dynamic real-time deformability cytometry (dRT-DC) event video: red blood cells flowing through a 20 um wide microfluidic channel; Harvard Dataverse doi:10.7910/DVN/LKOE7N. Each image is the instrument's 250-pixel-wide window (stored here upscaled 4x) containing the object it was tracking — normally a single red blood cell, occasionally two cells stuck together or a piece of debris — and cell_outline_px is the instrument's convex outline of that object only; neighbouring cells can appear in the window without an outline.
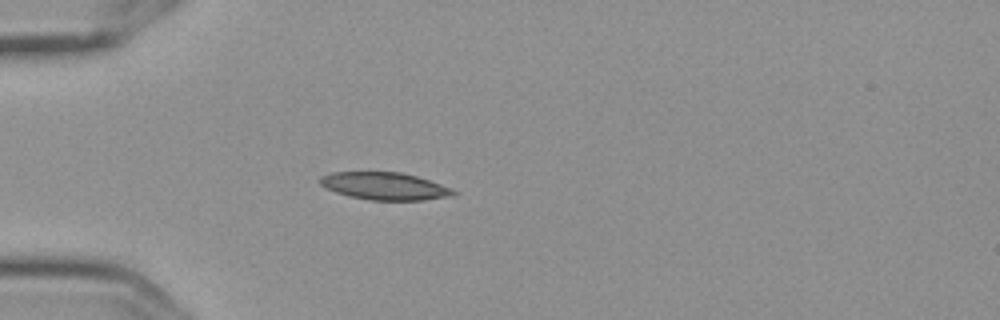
{"species": "Egyptian fruit bat (a non-hibernating species)", "species_latin": "Rousettus aegyptiacus", "temperature_condition": "cold", "stored_images_in_passage": 3, "camera_frame_rate_fps": 3000, "um_per_image_px": 0.085, "frame": {"image": 1, "passage_image": 3, "time_ms": 0.667, "image_size_px": [1000, 320], "cell_outline_px": [[460, 192], [452, 196], [424, 200], [372, 200], [348, 196], [336, 192], [320, 184], [320, 176], [332, 172], [400, 172], [416, 176], [452, 188]], "centroid_in_image_um": [32.73, 15.82], "position_along_channel_um": 52.3, "area_um2": 21.27}}